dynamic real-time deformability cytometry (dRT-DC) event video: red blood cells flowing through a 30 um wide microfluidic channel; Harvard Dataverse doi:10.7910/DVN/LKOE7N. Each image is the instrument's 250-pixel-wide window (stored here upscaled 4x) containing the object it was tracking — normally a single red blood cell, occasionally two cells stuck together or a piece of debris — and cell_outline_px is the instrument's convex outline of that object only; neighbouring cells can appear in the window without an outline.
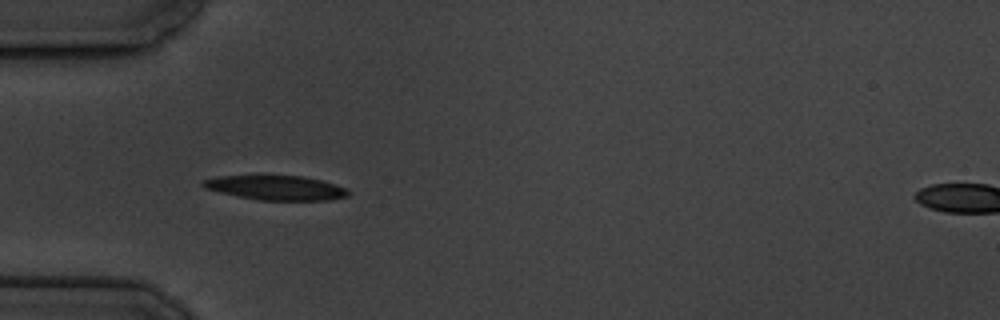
{"species": "common noctule bat (a hibernating species)", "species_latin": "Nyctalus noctula", "temperature_condition": "cold", "stored_images_in_passage": 7, "camera_frame_rate_fps": 3000, "um_per_image_px": 0.085, "animal": {"sex": "male", "body_mass_g": 19.5, "forearm_length_mm": 54.6}, "frame": {"image": 1, "passage_image": 5, "time_ms": 5.333, "image_size_px": [1000, 320], "cell_outline_px": [[348, 196], [332, 200], [260, 200], [220, 192], [204, 188], [200, 184], [204, 180], [216, 176], [304, 176], [336, 184], [348, 188]], "centroid_in_image_um": [23.5, 15.96], "position_along_channel_um": 61.5, "area_um2": 20.58}}
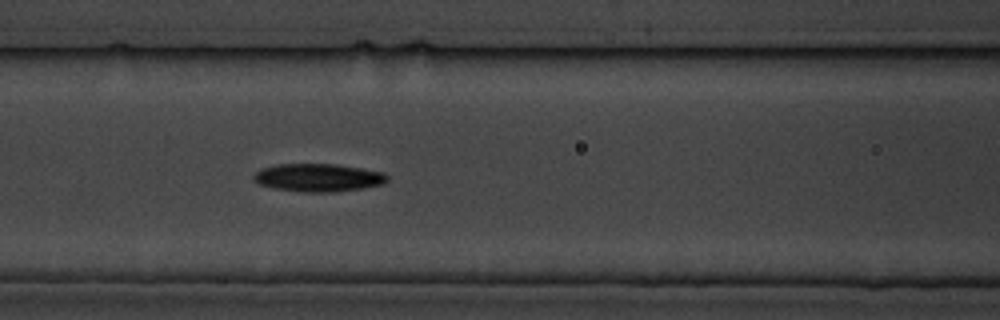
{"frame": {"image": 2, "passage_image": 7, "time_ms": 7.667, "image_size_px": [1000, 320], "cell_outline_px": [[388, 180], [384, 184], [364, 188], [332, 192], [304, 192], [276, 188], [260, 184], [252, 180], [252, 176], [260, 168], [276, 164], [336, 164], [364, 168], [384, 172], [388, 176]], "centroid_in_image_um": [27.07, 15.09], "position_along_channel_um": 139.5, "area_um2": 21.96}}